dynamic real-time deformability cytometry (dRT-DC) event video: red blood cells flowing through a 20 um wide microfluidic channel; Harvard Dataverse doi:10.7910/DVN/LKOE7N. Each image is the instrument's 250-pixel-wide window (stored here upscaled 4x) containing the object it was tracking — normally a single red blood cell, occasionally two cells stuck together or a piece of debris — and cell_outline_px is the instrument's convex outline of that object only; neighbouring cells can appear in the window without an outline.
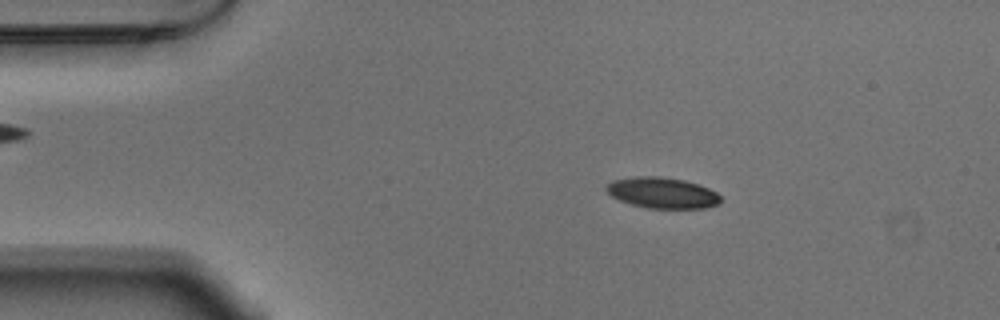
{"species": "Egyptian fruit bat (a non-hibernating species)", "species_latin": "Rousettus aegyptiacus", "temperature_condition": "warm", "stored_images_in_passage": 54, "camera_frame_rate_fps": 3000, "um_per_image_px": 0.085, "animal": {"sex": "male"}, "frame": {"image": 1, "passage_image": 9, "time_ms": 2.667, "image_size_px": [1000, 320], "cell_outline_px": [[720, 204], [704, 208], [648, 208], [632, 204], [620, 200], [612, 196], [604, 188], [612, 180], [632, 176], [660, 176], [684, 180], [708, 188], [716, 192], [720, 196]], "centroid_in_image_um": [56.28, 16.38], "position_along_channel_um": 28.7, "area_um2": 20.52}}
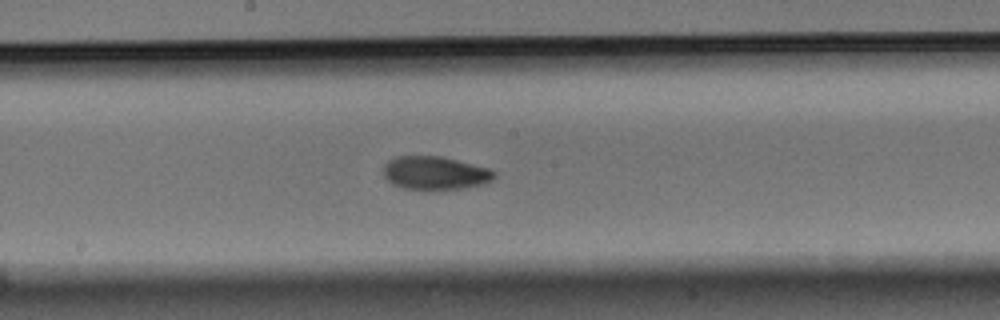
{"frame": {"image": 2, "passage_image": 28, "time_ms": 9.0, "image_size_px": [1000, 320], "cell_outline_px": [[496, 176], [492, 180], [480, 184], [464, 188], [436, 192], [404, 188], [392, 184], [384, 176], [384, 164], [388, 160], [396, 156], [440, 156], [492, 168], [496, 172]], "centroid_in_image_um": [36.99, 14.73], "position_along_channel_um": 211.2, "area_um2": 22.14}}
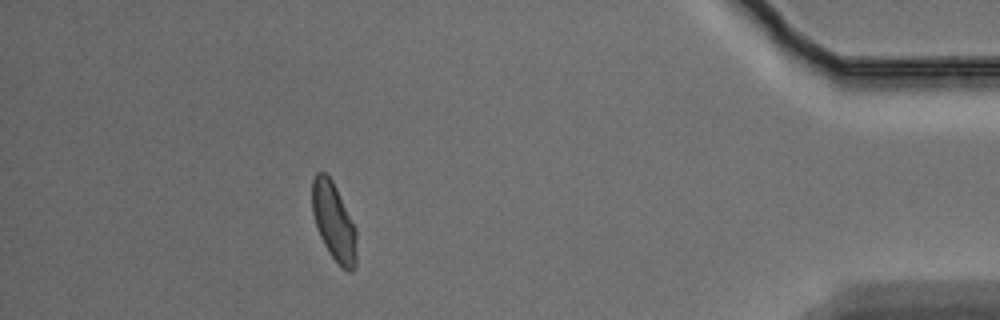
{"frame": {"image": 3, "passage_image": 48, "time_ms": 15.667, "image_size_px": [1000, 320], "cell_outline_px": [[356, 264], [352, 272], [348, 272], [332, 256], [324, 244], [320, 236], [312, 212], [312, 180], [316, 172], [324, 172], [332, 180], [356, 228]], "centroid_in_image_um": [28.37, 18.83], "position_along_channel_um": 406.8, "area_um2": 19.88}, "authors_computed_cell_mechanics": {"area_um2": 20.7791, "velocity_mm_per_s": 3.711, "shape_relaxation_time_tau1_ms": 3.9696, "shape_relaxation_time_tau2_ms": 7.3279, "deformation_change_tau1": 0.1294, "deformation_change_tau2": 0.1132}}